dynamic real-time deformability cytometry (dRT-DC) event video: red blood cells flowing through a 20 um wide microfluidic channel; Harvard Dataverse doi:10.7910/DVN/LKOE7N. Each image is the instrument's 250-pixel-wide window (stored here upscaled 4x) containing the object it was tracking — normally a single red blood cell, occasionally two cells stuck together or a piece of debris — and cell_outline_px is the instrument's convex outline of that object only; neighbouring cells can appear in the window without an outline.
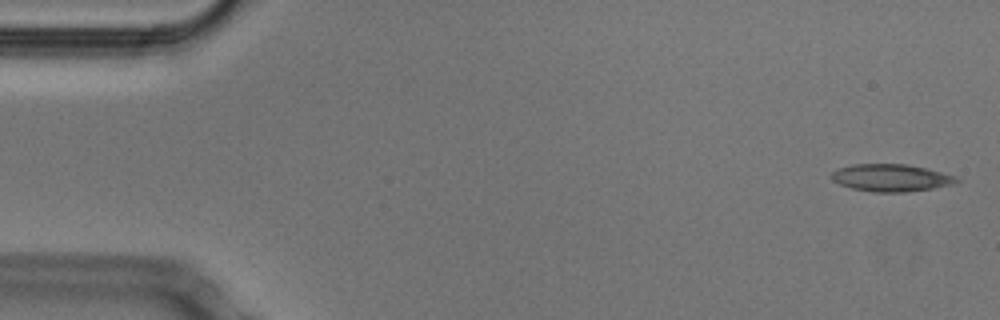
{"species": "Egyptian fruit bat (a non-hibernating species)", "species_latin": "Rousettus aegyptiacus", "temperature_condition": "cold", "stored_images_in_passage": 51, "camera_frame_rate_fps": 3000, "um_per_image_px": 0.085, "animal": {"sex": "male"}, "frame": {"image": 1, "passage_image": 1, "time_ms": 0.0, "image_size_px": [1000, 320], "cell_outline_px": [[960, 180], [952, 184], [932, 188], [904, 192], [872, 192], [852, 188], [840, 184], [832, 180], [832, 172], [836, 168], [852, 164], [908, 164], [956, 176]], "centroid_in_image_um": [75.7, 15.11], "position_along_channel_um": 9.3, "area_um2": 19.77}}
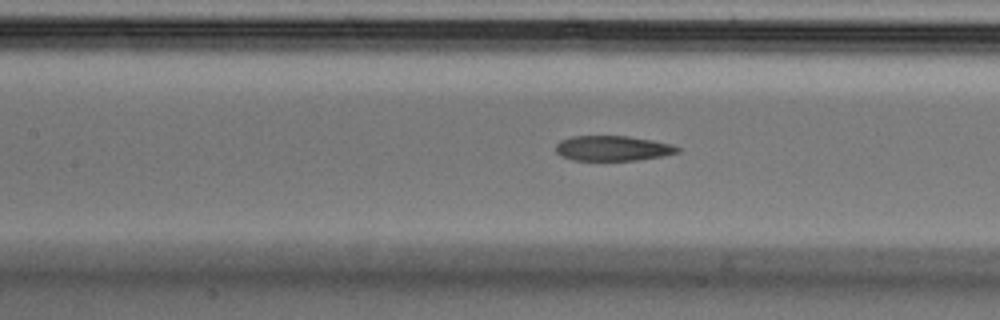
{"frame": {"image": 2, "passage_image": 22, "time_ms": 7.0, "image_size_px": [1000, 320], "cell_outline_px": [[680, 152], [664, 156], [636, 160], [572, 160], [560, 156], [556, 152], [556, 144], [560, 140], [572, 136], [628, 136], [652, 140], [672, 144], [680, 148]], "centroid_in_image_um": [52.08, 12.6], "position_along_channel_um": 155.3, "area_um2": 17.92}}
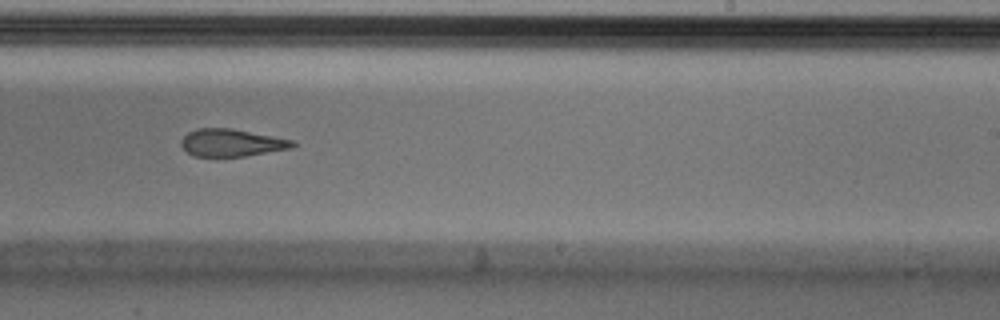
{"frame": {"image": 3, "passage_image": 31, "time_ms": 10.0, "image_size_px": [1000, 320], "cell_outline_px": [[296, 144], [292, 148], [248, 156], [192, 156], [180, 144], [180, 140], [188, 132], [196, 128], [232, 128], [296, 140]], "centroid_in_image_um": [19.72, 12.12], "position_along_channel_um": 269.3, "area_um2": 18.03}, "authors_computed_cell_mechanics": {"area_um2": 19.5942, "velocity_mm_per_s": 3.81, "shape_relaxation_time_tau1_ms": null, "shape_relaxation_time_tau2_ms": 4.4477, "deformation_change_tau1": null, "deformation_change_tau2": 0.1403}}